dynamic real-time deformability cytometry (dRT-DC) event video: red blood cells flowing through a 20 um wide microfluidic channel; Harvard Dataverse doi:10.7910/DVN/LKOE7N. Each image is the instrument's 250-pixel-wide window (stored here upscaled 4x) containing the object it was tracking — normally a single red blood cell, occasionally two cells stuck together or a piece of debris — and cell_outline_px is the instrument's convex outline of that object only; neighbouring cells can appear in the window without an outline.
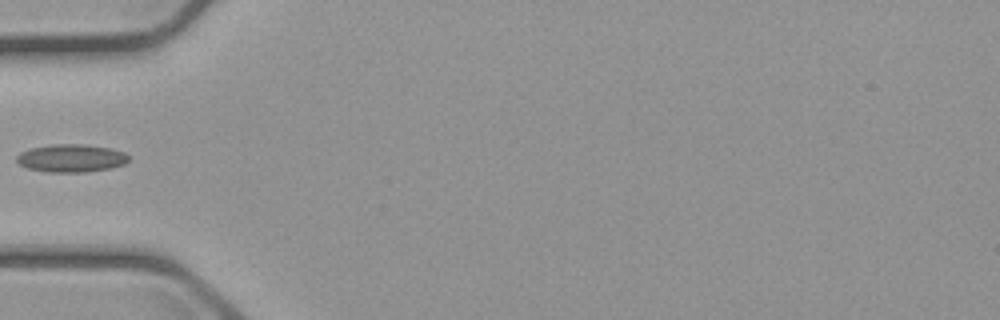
{"species": "common noctule bat (a hibernating species)", "species_latin": "Nyctalus noctula", "temperature_condition": "cold", "stored_images_in_passage": 7, "camera_frame_rate_fps": 3000, "um_per_image_px": 0.085, "animal": {"sex": "male", "body_mass_g": 23.1, "forearm_length_mm": 52.7}, "frame": {"image": 1, "passage_image": 6, "time_ms": 6.0, "image_size_px": [1000, 320], "cell_outline_px": [[128, 160], [124, 164], [108, 168], [84, 172], [48, 172], [28, 168], [20, 164], [16, 160], [16, 156], [20, 152], [32, 148], [52, 144], [80, 144], [108, 148], [124, 152], [128, 156]], "centroid_in_image_um": [6.02, 13.44], "position_along_channel_um": 79.0, "area_um2": 17.92}}
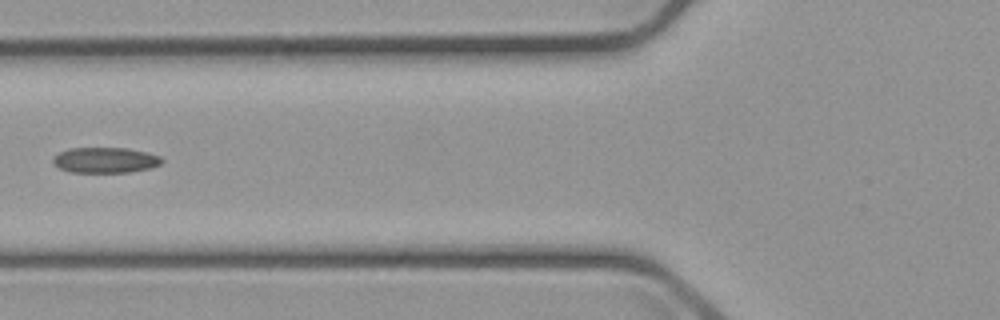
{"frame": {"image": 2, "passage_image": 7, "time_ms": 7.0, "image_size_px": [1000, 320], "cell_outline_px": [[164, 160], [160, 164], [152, 168], [128, 172], [72, 172], [60, 168], [52, 160], [60, 152], [68, 148], [128, 148], [148, 152], [160, 156]], "centroid_in_image_um": [9.01, 13.6], "position_along_channel_um": 116.8, "area_um2": 16.13}}